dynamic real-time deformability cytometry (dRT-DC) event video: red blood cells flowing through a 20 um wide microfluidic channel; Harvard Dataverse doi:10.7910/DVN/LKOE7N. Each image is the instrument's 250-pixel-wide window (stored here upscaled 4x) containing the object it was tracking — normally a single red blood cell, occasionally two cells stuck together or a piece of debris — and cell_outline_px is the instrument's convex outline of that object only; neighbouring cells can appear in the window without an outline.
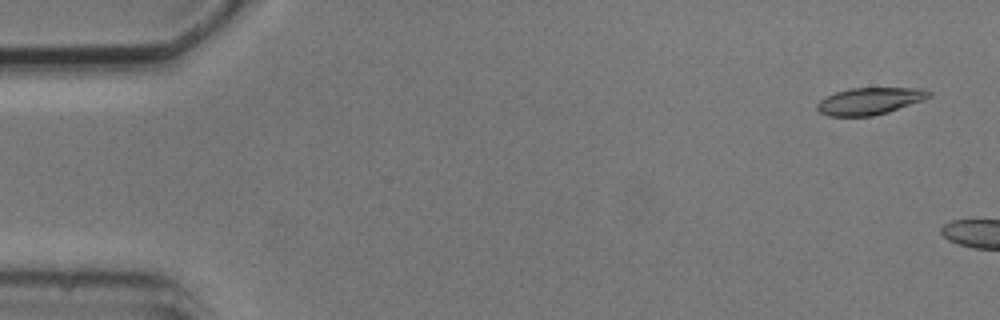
{"species": "common noctule bat (a hibernating species)", "species_latin": "Nyctalus noctula", "temperature_condition": "cold", "stored_images_in_passage": 2, "camera_frame_rate_fps": 3000, "um_per_image_px": 0.085, "animal": {"sex": "male", "body_mass_g": 20.5, "forearm_length_mm": 52.5}, "frame": {"image": 1, "passage_image": 1, "time_ms": 0.0, "image_size_px": [1000, 320], "cell_outline_px": [[932, 96], [924, 100], [888, 112], [872, 116], [828, 116], [820, 112], [816, 108], [816, 104], [824, 96], [836, 92], [852, 88], [924, 88], [932, 92]], "centroid_in_image_um": [73.94, 8.58], "position_along_channel_um": 11.1, "area_um2": 17.74}}